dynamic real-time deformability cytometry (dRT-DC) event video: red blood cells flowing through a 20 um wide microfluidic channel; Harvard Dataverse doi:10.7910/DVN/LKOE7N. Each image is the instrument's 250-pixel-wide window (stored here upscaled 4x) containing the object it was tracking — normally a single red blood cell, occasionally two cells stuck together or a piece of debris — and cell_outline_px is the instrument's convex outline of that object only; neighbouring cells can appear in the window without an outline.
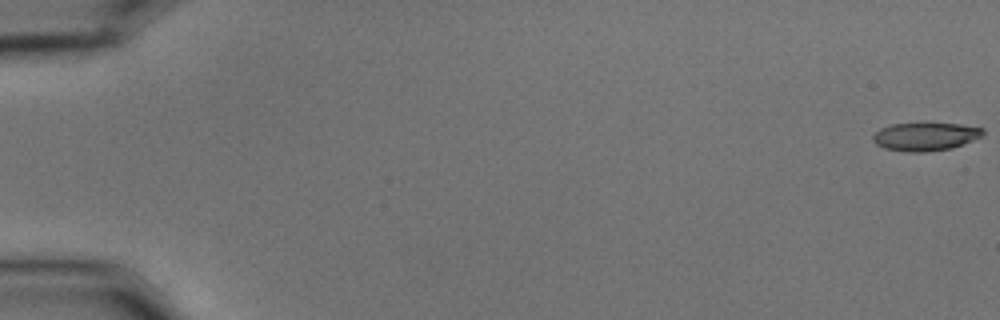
{"species": "common noctule bat (a hibernating species)", "species_latin": "Nyctalus noctula", "temperature_condition": "cold", "stored_images_in_passage": 58, "camera_frame_rate_fps": 3000, "um_per_image_px": 0.085, "animal": {"sex": "male", "body_mass_g": 15.6}, "frame": {"image": 1, "passage_image": 1, "time_ms": 0.0, "image_size_px": [1000, 320], "cell_outline_px": [[984, 132], [980, 136], [964, 144], [952, 148], [928, 152], [908, 152], [884, 148], [876, 144], [872, 140], [872, 136], [880, 128], [892, 124], [960, 124], [984, 128]], "centroid_in_image_um": [78.64, 11.62], "position_along_channel_um": 6.4, "area_um2": 17.92}}
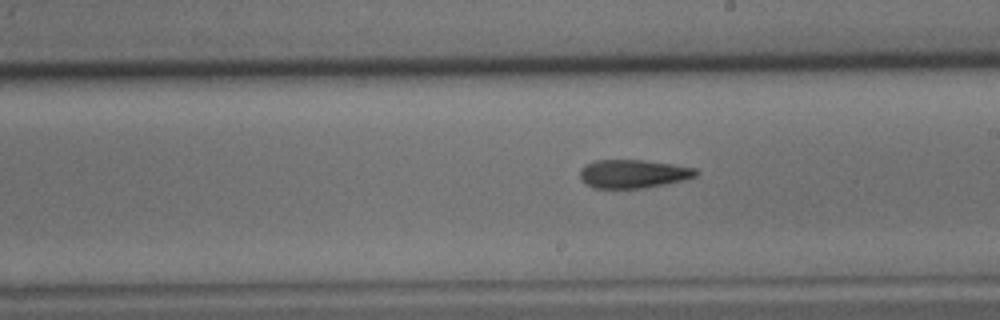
{"frame": {"image": 2, "passage_image": 34, "time_ms": 11.0, "image_size_px": [1000, 320], "cell_outline_px": [[700, 172], [696, 176], [684, 180], [644, 188], [592, 188], [584, 184], [580, 180], [580, 168], [584, 164], [596, 160], [644, 160], [672, 164], [696, 168]], "centroid_in_image_um": [53.79, 14.77], "position_along_channel_um": 235.2, "area_um2": 19.48}}
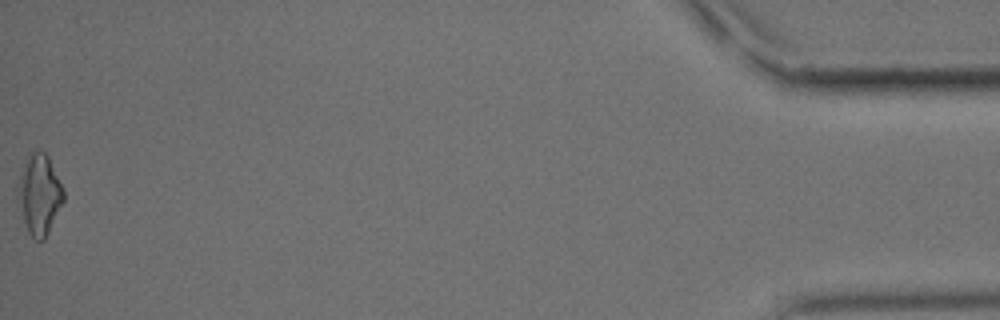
{"frame": {"image": 3, "passage_image": 58, "time_ms": 19.0, "image_size_px": [1000, 320], "cell_outline_px": [[64, 200], [44, 240], [36, 240], [28, 232], [24, 220], [20, 192], [20, 176], [28, 152], [36, 148], [44, 152], [48, 156], [64, 188]], "centroid_in_image_um": [3.4, 16.46], "position_along_channel_um": 431.8, "area_um2": 20.63}, "authors_computed_cell_mechanics": {"area_um2": 19.3341, "velocity_mm_per_s": 3.5721, "shape_relaxation_time_tau1_ms": null, "shape_relaxation_time_tau2_ms": 7.5515, "deformation_change_tau1": null, "deformation_change_tau2": 0.2051}}